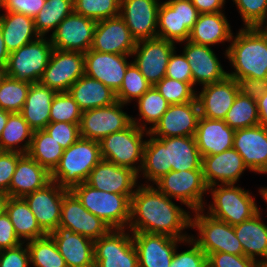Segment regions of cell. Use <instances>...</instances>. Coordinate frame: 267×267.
Instances as JSON below:
<instances>
[{"label": "cell", "mask_w": 267, "mask_h": 267, "mask_svg": "<svg viewBox=\"0 0 267 267\" xmlns=\"http://www.w3.org/2000/svg\"><path fill=\"white\" fill-rule=\"evenodd\" d=\"M172 200L153 184H138L131 197L127 229L182 240L190 238L185 230L191 227V213Z\"/></svg>", "instance_id": "cell-1"}, {"label": "cell", "mask_w": 267, "mask_h": 267, "mask_svg": "<svg viewBox=\"0 0 267 267\" xmlns=\"http://www.w3.org/2000/svg\"><path fill=\"white\" fill-rule=\"evenodd\" d=\"M138 178L154 184L171 170H202V156L194 136L156 138L148 134ZM140 175V176H139ZM152 182V183H151Z\"/></svg>", "instance_id": "cell-2"}, {"label": "cell", "mask_w": 267, "mask_h": 267, "mask_svg": "<svg viewBox=\"0 0 267 267\" xmlns=\"http://www.w3.org/2000/svg\"><path fill=\"white\" fill-rule=\"evenodd\" d=\"M225 50L234 71L228 76L237 78H267V47L264 38L253 27H241Z\"/></svg>", "instance_id": "cell-3"}, {"label": "cell", "mask_w": 267, "mask_h": 267, "mask_svg": "<svg viewBox=\"0 0 267 267\" xmlns=\"http://www.w3.org/2000/svg\"><path fill=\"white\" fill-rule=\"evenodd\" d=\"M101 160L99 142L80 137L74 144L64 149L58 165L51 172V181L71 190L85 182L91 170Z\"/></svg>", "instance_id": "cell-4"}, {"label": "cell", "mask_w": 267, "mask_h": 267, "mask_svg": "<svg viewBox=\"0 0 267 267\" xmlns=\"http://www.w3.org/2000/svg\"><path fill=\"white\" fill-rule=\"evenodd\" d=\"M208 194H211L213 201L211 204L205 203L203 208L207 210L205 213L231 226L251 219L260 211L252 192L235 184L210 186Z\"/></svg>", "instance_id": "cell-5"}, {"label": "cell", "mask_w": 267, "mask_h": 267, "mask_svg": "<svg viewBox=\"0 0 267 267\" xmlns=\"http://www.w3.org/2000/svg\"><path fill=\"white\" fill-rule=\"evenodd\" d=\"M93 215L110 229H127L130 220L131 198L127 195L97 190L85 182L70 190Z\"/></svg>", "instance_id": "cell-6"}, {"label": "cell", "mask_w": 267, "mask_h": 267, "mask_svg": "<svg viewBox=\"0 0 267 267\" xmlns=\"http://www.w3.org/2000/svg\"><path fill=\"white\" fill-rule=\"evenodd\" d=\"M148 134L149 131L134 123L122 131L109 134L99 142L102 159L139 174Z\"/></svg>", "instance_id": "cell-7"}, {"label": "cell", "mask_w": 267, "mask_h": 267, "mask_svg": "<svg viewBox=\"0 0 267 267\" xmlns=\"http://www.w3.org/2000/svg\"><path fill=\"white\" fill-rule=\"evenodd\" d=\"M192 213L190 228L198 233L197 236L190 235V238L207 256L218 252L243 255V247L236 237L234 226L211 217L203 209Z\"/></svg>", "instance_id": "cell-8"}, {"label": "cell", "mask_w": 267, "mask_h": 267, "mask_svg": "<svg viewBox=\"0 0 267 267\" xmlns=\"http://www.w3.org/2000/svg\"><path fill=\"white\" fill-rule=\"evenodd\" d=\"M54 47L46 36L23 45L10 53L6 75L29 83H38L44 74Z\"/></svg>", "instance_id": "cell-9"}, {"label": "cell", "mask_w": 267, "mask_h": 267, "mask_svg": "<svg viewBox=\"0 0 267 267\" xmlns=\"http://www.w3.org/2000/svg\"><path fill=\"white\" fill-rule=\"evenodd\" d=\"M153 185L171 199L179 200L181 205L193 211L202 210L204 195L208 192L202 170H171Z\"/></svg>", "instance_id": "cell-10"}, {"label": "cell", "mask_w": 267, "mask_h": 267, "mask_svg": "<svg viewBox=\"0 0 267 267\" xmlns=\"http://www.w3.org/2000/svg\"><path fill=\"white\" fill-rule=\"evenodd\" d=\"M199 12L191 0H166L158 11L157 37L176 44L187 41Z\"/></svg>", "instance_id": "cell-11"}, {"label": "cell", "mask_w": 267, "mask_h": 267, "mask_svg": "<svg viewBox=\"0 0 267 267\" xmlns=\"http://www.w3.org/2000/svg\"><path fill=\"white\" fill-rule=\"evenodd\" d=\"M94 263L95 267H138L132 232L128 229H110L95 240Z\"/></svg>", "instance_id": "cell-12"}, {"label": "cell", "mask_w": 267, "mask_h": 267, "mask_svg": "<svg viewBox=\"0 0 267 267\" xmlns=\"http://www.w3.org/2000/svg\"><path fill=\"white\" fill-rule=\"evenodd\" d=\"M126 104L115 103L82 112L80 137L100 142L109 134L122 131L132 124V116L123 109Z\"/></svg>", "instance_id": "cell-13"}, {"label": "cell", "mask_w": 267, "mask_h": 267, "mask_svg": "<svg viewBox=\"0 0 267 267\" xmlns=\"http://www.w3.org/2000/svg\"><path fill=\"white\" fill-rule=\"evenodd\" d=\"M176 49V43L161 38L137 41L131 56L132 61L145 79L154 86L166 75L169 58Z\"/></svg>", "instance_id": "cell-14"}, {"label": "cell", "mask_w": 267, "mask_h": 267, "mask_svg": "<svg viewBox=\"0 0 267 267\" xmlns=\"http://www.w3.org/2000/svg\"><path fill=\"white\" fill-rule=\"evenodd\" d=\"M84 75V53L53 49L40 83L56 92H68Z\"/></svg>", "instance_id": "cell-15"}, {"label": "cell", "mask_w": 267, "mask_h": 267, "mask_svg": "<svg viewBox=\"0 0 267 267\" xmlns=\"http://www.w3.org/2000/svg\"><path fill=\"white\" fill-rule=\"evenodd\" d=\"M97 22L74 11L50 34L54 49L85 53L91 49Z\"/></svg>", "instance_id": "cell-16"}, {"label": "cell", "mask_w": 267, "mask_h": 267, "mask_svg": "<svg viewBox=\"0 0 267 267\" xmlns=\"http://www.w3.org/2000/svg\"><path fill=\"white\" fill-rule=\"evenodd\" d=\"M68 191L51 181L42 189L23 197L46 234L59 226L63 197Z\"/></svg>", "instance_id": "cell-17"}, {"label": "cell", "mask_w": 267, "mask_h": 267, "mask_svg": "<svg viewBox=\"0 0 267 267\" xmlns=\"http://www.w3.org/2000/svg\"><path fill=\"white\" fill-rule=\"evenodd\" d=\"M131 55L94 51L84 53V74L99 80L115 93L120 89Z\"/></svg>", "instance_id": "cell-18"}, {"label": "cell", "mask_w": 267, "mask_h": 267, "mask_svg": "<svg viewBox=\"0 0 267 267\" xmlns=\"http://www.w3.org/2000/svg\"><path fill=\"white\" fill-rule=\"evenodd\" d=\"M138 254V267H170L178 244L182 239L163 234L132 232Z\"/></svg>", "instance_id": "cell-19"}, {"label": "cell", "mask_w": 267, "mask_h": 267, "mask_svg": "<svg viewBox=\"0 0 267 267\" xmlns=\"http://www.w3.org/2000/svg\"><path fill=\"white\" fill-rule=\"evenodd\" d=\"M137 44L124 19L118 15L97 21L91 49L103 53L131 55Z\"/></svg>", "instance_id": "cell-20"}, {"label": "cell", "mask_w": 267, "mask_h": 267, "mask_svg": "<svg viewBox=\"0 0 267 267\" xmlns=\"http://www.w3.org/2000/svg\"><path fill=\"white\" fill-rule=\"evenodd\" d=\"M59 226L71 229L93 241L110 230L109 226L89 212L70 190L63 197Z\"/></svg>", "instance_id": "cell-21"}, {"label": "cell", "mask_w": 267, "mask_h": 267, "mask_svg": "<svg viewBox=\"0 0 267 267\" xmlns=\"http://www.w3.org/2000/svg\"><path fill=\"white\" fill-rule=\"evenodd\" d=\"M200 111L197 99L184 104L169 105L149 134L156 138L195 136Z\"/></svg>", "instance_id": "cell-22"}, {"label": "cell", "mask_w": 267, "mask_h": 267, "mask_svg": "<svg viewBox=\"0 0 267 267\" xmlns=\"http://www.w3.org/2000/svg\"><path fill=\"white\" fill-rule=\"evenodd\" d=\"M86 184L94 189L133 196L138 185V174L130 168L101 160L89 173Z\"/></svg>", "instance_id": "cell-23"}, {"label": "cell", "mask_w": 267, "mask_h": 267, "mask_svg": "<svg viewBox=\"0 0 267 267\" xmlns=\"http://www.w3.org/2000/svg\"><path fill=\"white\" fill-rule=\"evenodd\" d=\"M160 0H121L120 16L136 41L157 37Z\"/></svg>", "instance_id": "cell-24"}, {"label": "cell", "mask_w": 267, "mask_h": 267, "mask_svg": "<svg viewBox=\"0 0 267 267\" xmlns=\"http://www.w3.org/2000/svg\"><path fill=\"white\" fill-rule=\"evenodd\" d=\"M181 43L185 44L182 53L191 68L193 88L196 84L205 86L222 81L228 76L211 46L195 44L189 40Z\"/></svg>", "instance_id": "cell-25"}, {"label": "cell", "mask_w": 267, "mask_h": 267, "mask_svg": "<svg viewBox=\"0 0 267 267\" xmlns=\"http://www.w3.org/2000/svg\"><path fill=\"white\" fill-rule=\"evenodd\" d=\"M233 148L241 155L249 171L267 173V129L256 125L236 129Z\"/></svg>", "instance_id": "cell-26"}, {"label": "cell", "mask_w": 267, "mask_h": 267, "mask_svg": "<svg viewBox=\"0 0 267 267\" xmlns=\"http://www.w3.org/2000/svg\"><path fill=\"white\" fill-rule=\"evenodd\" d=\"M239 93L235 79L227 76L224 80L202 86L196 93L200 116L224 120Z\"/></svg>", "instance_id": "cell-27"}, {"label": "cell", "mask_w": 267, "mask_h": 267, "mask_svg": "<svg viewBox=\"0 0 267 267\" xmlns=\"http://www.w3.org/2000/svg\"><path fill=\"white\" fill-rule=\"evenodd\" d=\"M249 170L241 155L234 149L202 157V171L208 187L237 184L244 171Z\"/></svg>", "instance_id": "cell-28"}, {"label": "cell", "mask_w": 267, "mask_h": 267, "mask_svg": "<svg viewBox=\"0 0 267 267\" xmlns=\"http://www.w3.org/2000/svg\"><path fill=\"white\" fill-rule=\"evenodd\" d=\"M49 235L56 243L67 267H95L92 239L62 226H58Z\"/></svg>", "instance_id": "cell-29"}, {"label": "cell", "mask_w": 267, "mask_h": 267, "mask_svg": "<svg viewBox=\"0 0 267 267\" xmlns=\"http://www.w3.org/2000/svg\"><path fill=\"white\" fill-rule=\"evenodd\" d=\"M235 129L224 120L200 116L195 133L196 145L202 157L222 153L233 148Z\"/></svg>", "instance_id": "cell-30"}, {"label": "cell", "mask_w": 267, "mask_h": 267, "mask_svg": "<svg viewBox=\"0 0 267 267\" xmlns=\"http://www.w3.org/2000/svg\"><path fill=\"white\" fill-rule=\"evenodd\" d=\"M50 182L51 173L28 154H23L16 164L9 186V197L23 198Z\"/></svg>", "instance_id": "cell-31"}, {"label": "cell", "mask_w": 267, "mask_h": 267, "mask_svg": "<svg viewBox=\"0 0 267 267\" xmlns=\"http://www.w3.org/2000/svg\"><path fill=\"white\" fill-rule=\"evenodd\" d=\"M232 37L233 32L225 12L200 13L190 31L188 40L195 44L213 47L217 44L231 42Z\"/></svg>", "instance_id": "cell-32"}, {"label": "cell", "mask_w": 267, "mask_h": 267, "mask_svg": "<svg viewBox=\"0 0 267 267\" xmlns=\"http://www.w3.org/2000/svg\"><path fill=\"white\" fill-rule=\"evenodd\" d=\"M56 93L40 82L31 84L20 113L33 131L45 129L50 123V109Z\"/></svg>", "instance_id": "cell-33"}, {"label": "cell", "mask_w": 267, "mask_h": 267, "mask_svg": "<svg viewBox=\"0 0 267 267\" xmlns=\"http://www.w3.org/2000/svg\"><path fill=\"white\" fill-rule=\"evenodd\" d=\"M261 210L260 207V211L251 219L234 226L236 237L243 247V255L257 262L267 260V225L262 220Z\"/></svg>", "instance_id": "cell-34"}, {"label": "cell", "mask_w": 267, "mask_h": 267, "mask_svg": "<svg viewBox=\"0 0 267 267\" xmlns=\"http://www.w3.org/2000/svg\"><path fill=\"white\" fill-rule=\"evenodd\" d=\"M68 92L82 111L109 106L117 101L114 91L86 74L79 78Z\"/></svg>", "instance_id": "cell-35"}, {"label": "cell", "mask_w": 267, "mask_h": 267, "mask_svg": "<svg viewBox=\"0 0 267 267\" xmlns=\"http://www.w3.org/2000/svg\"><path fill=\"white\" fill-rule=\"evenodd\" d=\"M0 28L9 53L40 36L35 30L34 18L21 13L4 12L0 14Z\"/></svg>", "instance_id": "cell-36"}, {"label": "cell", "mask_w": 267, "mask_h": 267, "mask_svg": "<svg viewBox=\"0 0 267 267\" xmlns=\"http://www.w3.org/2000/svg\"><path fill=\"white\" fill-rule=\"evenodd\" d=\"M5 211L13 224L16 235L22 242L26 243L47 235L23 198L7 196Z\"/></svg>", "instance_id": "cell-37"}, {"label": "cell", "mask_w": 267, "mask_h": 267, "mask_svg": "<svg viewBox=\"0 0 267 267\" xmlns=\"http://www.w3.org/2000/svg\"><path fill=\"white\" fill-rule=\"evenodd\" d=\"M32 135L33 130L24 120L21 113H10L0 137V151H14L27 154Z\"/></svg>", "instance_id": "cell-38"}, {"label": "cell", "mask_w": 267, "mask_h": 267, "mask_svg": "<svg viewBox=\"0 0 267 267\" xmlns=\"http://www.w3.org/2000/svg\"><path fill=\"white\" fill-rule=\"evenodd\" d=\"M63 151L62 146L42 129L33 131L27 154L51 173L58 165Z\"/></svg>", "instance_id": "cell-39"}, {"label": "cell", "mask_w": 267, "mask_h": 267, "mask_svg": "<svg viewBox=\"0 0 267 267\" xmlns=\"http://www.w3.org/2000/svg\"><path fill=\"white\" fill-rule=\"evenodd\" d=\"M136 103L140 117H132V123L147 131L156 125L170 105L154 86H151ZM147 125H150L149 128Z\"/></svg>", "instance_id": "cell-40"}, {"label": "cell", "mask_w": 267, "mask_h": 267, "mask_svg": "<svg viewBox=\"0 0 267 267\" xmlns=\"http://www.w3.org/2000/svg\"><path fill=\"white\" fill-rule=\"evenodd\" d=\"M74 11L73 0H46L45 5L34 17V26L40 36L52 33L57 26Z\"/></svg>", "instance_id": "cell-41"}, {"label": "cell", "mask_w": 267, "mask_h": 267, "mask_svg": "<svg viewBox=\"0 0 267 267\" xmlns=\"http://www.w3.org/2000/svg\"><path fill=\"white\" fill-rule=\"evenodd\" d=\"M30 256V264L34 267H67L53 238L44 237L26 242Z\"/></svg>", "instance_id": "cell-42"}, {"label": "cell", "mask_w": 267, "mask_h": 267, "mask_svg": "<svg viewBox=\"0 0 267 267\" xmlns=\"http://www.w3.org/2000/svg\"><path fill=\"white\" fill-rule=\"evenodd\" d=\"M224 121L230 128L235 130L259 125L256 100L238 93Z\"/></svg>", "instance_id": "cell-43"}, {"label": "cell", "mask_w": 267, "mask_h": 267, "mask_svg": "<svg viewBox=\"0 0 267 267\" xmlns=\"http://www.w3.org/2000/svg\"><path fill=\"white\" fill-rule=\"evenodd\" d=\"M31 83L5 76L0 83V108L2 110L21 112Z\"/></svg>", "instance_id": "cell-44"}, {"label": "cell", "mask_w": 267, "mask_h": 267, "mask_svg": "<svg viewBox=\"0 0 267 267\" xmlns=\"http://www.w3.org/2000/svg\"><path fill=\"white\" fill-rule=\"evenodd\" d=\"M151 86L132 62L127 67L120 89L115 93L116 100L129 105L131 101L136 102Z\"/></svg>", "instance_id": "cell-45"}, {"label": "cell", "mask_w": 267, "mask_h": 267, "mask_svg": "<svg viewBox=\"0 0 267 267\" xmlns=\"http://www.w3.org/2000/svg\"><path fill=\"white\" fill-rule=\"evenodd\" d=\"M121 0H73L74 12L96 22L120 15Z\"/></svg>", "instance_id": "cell-46"}, {"label": "cell", "mask_w": 267, "mask_h": 267, "mask_svg": "<svg viewBox=\"0 0 267 267\" xmlns=\"http://www.w3.org/2000/svg\"><path fill=\"white\" fill-rule=\"evenodd\" d=\"M82 112L69 92H57L52 100L50 122L80 123Z\"/></svg>", "instance_id": "cell-47"}, {"label": "cell", "mask_w": 267, "mask_h": 267, "mask_svg": "<svg viewBox=\"0 0 267 267\" xmlns=\"http://www.w3.org/2000/svg\"><path fill=\"white\" fill-rule=\"evenodd\" d=\"M154 87L170 105L184 104L196 99V90L187 82L164 77Z\"/></svg>", "instance_id": "cell-48"}, {"label": "cell", "mask_w": 267, "mask_h": 267, "mask_svg": "<svg viewBox=\"0 0 267 267\" xmlns=\"http://www.w3.org/2000/svg\"><path fill=\"white\" fill-rule=\"evenodd\" d=\"M241 16L243 27L267 25V0H232Z\"/></svg>", "instance_id": "cell-49"}, {"label": "cell", "mask_w": 267, "mask_h": 267, "mask_svg": "<svg viewBox=\"0 0 267 267\" xmlns=\"http://www.w3.org/2000/svg\"><path fill=\"white\" fill-rule=\"evenodd\" d=\"M183 243L190 248L180 253L176 248L170 267H208L207 255L191 238Z\"/></svg>", "instance_id": "cell-50"}, {"label": "cell", "mask_w": 267, "mask_h": 267, "mask_svg": "<svg viewBox=\"0 0 267 267\" xmlns=\"http://www.w3.org/2000/svg\"><path fill=\"white\" fill-rule=\"evenodd\" d=\"M80 123L50 122L45 130L63 149H67L80 138Z\"/></svg>", "instance_id": "cell-51"}, {"label": "cell", "mask_w": 267, "mask_h": 267, "mask_svg": "<svg viewBox=\"0 0 267 267\" xmlns=\"http://www.w3.org/2000/svg\"><path fill=\"white\" fill-rule=\"evenodd\" d=\"M23 154L14 151H0V193L9 197V186L18 159Z\"/></svg>", "instance_id": "cell-52"}, {"label": "cell", "mask_w": 267, "mask_h": 267, "mask_svg": "<svg viewBox=\"0 0 267 267\" xmlns=\"http://www.w3.org/2000/svg\"><path fill=\"white\" fill-rule=\"evenodd\" d=\"M165 77L187 82L193 87V79L189 62L183 53L177 54L176 49L171 54Z\"/></svg>", "instance_id": "cell-53"}, {"label": "cell", "mask_w": 267, "mask_h": 267, "mask_svg": "<svg viewBox=\"0 0 267 267\" xmlns=\"http://www.w3.org/2000/svg\"><path fill=\"white\" fill-rule=\"evenodd\" d=\"M208 267H257L258 262L244 255L225 252L212 253L207 256Z\"/></svg>", "instance_id": "cell-54"}, {"label": "cell", "mask_w": 267, "mask_h": 267, "mask_svg": "<svg viewBox=\"0 0 267 267\" xmlns=\"http://www.w3.org/2000/svg\"><path fill=\"white\" fill-rule=\"evenodd\" d=\"M30 256L25 242L16 247L1 250L0 267H28Z\"/></svg>", "instance_id": "cell-55"}, {"label": "cell", "mask_w": 267, "mask_h": 267, "mask_svg": "<svg viewBox=\"0 0 267 267\" xmlns=\"http://www.w3.org/2000/svg\"><path fill=\"white\" fill-rule=\"evenodd\" d=\"M45 2L46 0H7L0 9L34 18L45 5Z\"/></svg>", "instance_id": "cell-56"}, {"label": "cell", "mask_w": 267, "mask_h": 267, "mask_svg": "<svg viewBox=\"0 0 267 267\" xmlns=\"http://www.w3.org/2000/svg\"><path fill=\"white\" fill-rule=\"evenodd\" d=\"M239 93L253 100H258L267 92V78H237Z\"/></svg>", "instance_id": "cell-57"}, {"label": "cell", "mask_w": 267, "mask_h": 267, "mask_svg": "<svg viewBox=\"0 0 267 267\" xmlns=\"http://www.w3.org/2000/svg\"><path fill=\"white\" fill-rule=\"evenodd\" d=\"M23 243L15 233L6 211L0 214V250L13 248Z\"/></svg>", "instance_id": "cell-58"}, {"label": "cell", "mask_w": 267, "mask_h": 267, "mask_svg": "<svg viewBox=\"0 0 267 267\" xmlns=\"http://www.w3.org/2000/svg\"><path fill=\"white\" fill-rule=\"evenodd\" d=\"M199 13L223 12L226 0H191Z\"/></svg>", "instance_id": "cell-59"}, {"label": "cell", "mask_w": 267, "mask_h": 267, "mask_svg": "<svg viewBox=\"0 0 267 267\" xmlns=\"http://www.w3.org/2000/svg\"><path fill=\"white\" fill-rule=\"evenodd\" d=\"M259 112V124L267 129V92L256 100Z\"/></svg>", "instance_id": "cell-60"}, {"label": "cell", "mask_w": 267, "mask_h": 267, "mask_svg": "<svg viewBox=\"0 0 267 267\" xmlns=\"http://www.w3.org/2000/svg\"><path fill=\"white\" fill-rule=\"evenodd\" d=\"M9 55L0 28V67L6 68Z\"/></svg>", "instance_id": "cell-61"}, {"label": "cell", "mask_w": 267, "mask_h": 267, "mask_svg": "<svg viewBox=\"0 0 267 267\" xmlns=\"http://www.w3.org/2000/svg\"><path fill=\"white\" fill-rule=\"evenodd\" d=\"M10 113L11 112L6 111V110H2L0 108V137H1L2 131L4 130V127L8 121V117H9Z\"/></svg>", "instance_id": "cell-62"}, {"label": "cell", "mask_w": 267, "mask_h": 267, "mask_svg": "<svg viewBox=\"0 0 267 267\" xmlns=\"http://www.w3.org/2000/svg\"><path fill=\"white\" fill-rule=\"evenodd\" d=\"M253 28L264 38L267 47V25H258Z\"/></svg>", "instance_id": "cell-63"}, {"label": "cell", "mask_w": 267, "mask_h": 267, "mask_svg": "<svg viewBox=\"0 0 267 267\" xmlns=\"http://www.w3.org/2000/svg\"><path fill=\"white\" fill-rule=\"evenodd\" d=\"M7 196L5 194L0 193V214L5 211V202Z\"/></svg>", "instance_id": "cell-64"}, {"label": "cell", "mask_w": 267, "mask_h": 267, "mask_svg": "<svg viewBox=\"0 0 267 267\" xmlns=\"http://www.w3.org/2000/svg\"><path fill=\"white\" fill-rule=\"evenodd\" d=\"M258 192L262 196L263 200L267 203V187L259 188Z\"/></svg>", "instance_id": "cell-65"}, {"label": "cell", "mask_w": 267, "mask_h": 267, "mask_svg": "<svg viewBox=\"0 0 267 267\" xmlns=\"http://www.w3.org/2000/svg\"><path fill=\"white\" fill-rule=\"evenodd\" d=\"M6 76V70L3 67H0V83L3 80V78Z\"/></svg>", "instance_id": "cell-66"}, {"label": "cell", "mask_w": 267, "mask_h": 267, "mask_svg": "<svg viewBox=\"0 0 267 267\" xmlns=\"http://www.w3.org/2000/svg\"><path fill=\"white\" fill-rule=\"evenodd\" d=\"M257 267H267V260L259 261Z\"/></svg>", "instance_id": "cell-67"}, {"label": "cell", "mask_w": 267, "mask_h": 267, "mask_svg": "<svg viewBox=\"0 0 267 267\" xmlns=\"http://www.w3.org/2000/svg\"><path fill=\"white\" fill-rule=\"evenodd\" d=\"M7 0H0V8L6 3Z\"/></svg>", "instance_id": "cell-68"}]
</instances>
